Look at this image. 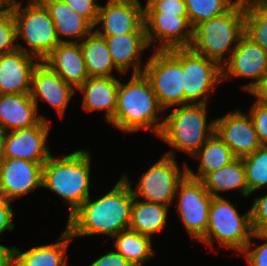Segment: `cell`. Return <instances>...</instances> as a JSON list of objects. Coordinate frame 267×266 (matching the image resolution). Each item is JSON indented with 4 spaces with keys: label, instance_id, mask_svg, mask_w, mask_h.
Returning a JSON list of instances; mask_svg holds the SVG:
<instances>
[{
    "label": "cell",
    "instance_id": "1",
    "mask_svg": "<svg viewBox=\"0 0 267 266\" xmlns=\"http://www.w3.org/2000/svg\"><path fill=\"white\" fill-rule=\"evenodd\" d=\"M131 182L123 174L104 196L91 200L90 196L70 215L66 229L72 238L103 234L111 238L129 229L134 194Z\"/></svg>",
    "mask_w": 267,
    "mask_h": 266
},
{
    "label": "cell",
    "instance_id": "2",
    "mask_svg": "<svg viewBox=\"0 0 267 266\" xmlns=\"http://www.w3.org/2000/svg\"><path fill=\"white\" fill-rule=\"evenodd\" d=\"M162 111L149 79L144 73L132 74L126 84L119 81L117 108L109 123L125 133L148 129L158 137L164 122L158 115Z\"/></svg>",
    "mask_w": 267,
    "mask_h": 266
},
{
    "label": "cell",
    "instance_id": "3",
    "mask_svg": "<svg viewBox=\"0 0 267 266\" xmlns=\"http://www.w3.org/2000/svg\"><path fill=\"white\" fill-rule=\"evenodd\" d=\"M75 150L63 157L53 155L43 164L42 188L55 192L69 204V216L90 196L91 156Z\"/></svg>",
    "mask_w": 267,
    "mask_h": 266
},
{
    "label": "cell",
    "instance_id": "4",
    "mask_svg": "<svg viewBox=\"0 0 267 266\" xmlns=\"http://www.w3.org/2000/svg\"><path fill=\"white\" fill-rule=\"evenodd\" d=\"M244 32L245 0H237L224 14L200 22L193 28L190 48L222 67L228 58L225 54L231 56Z\"/></svg>",
    "mask_w": 267,
    "mask_h": 266
},
{
    "label": "cell",
    "instance_id": "5",
    "mask_svg": "<svg viewBox=\"0 0 267 266\" xmlns=\"http://www.w3.org/2000/svg\"><path fill=\"white\" fill-rule=\"evenodd\" d=\"M163 118L159 138L172 148L194 155L215 132V119L207 123V104H186Z\"/></svg>",
    "mask_w": 267,
    "mask_h": 266
},
{
    "label": "cell",
    "instance_id": "6",
    "mask_svg": "<svg viewBox=\"0 0 267 266\" xmlns=\"http://www.w3.org/2000/svg\"><path fill=\"white\" fill-rule=\"evenodd\" d=\"M253 227L250 209L243 215L234 205L223 197H213L208 214L205 236L199 241L213 246L216 239L221 247L234 249V253L243 252L252 239Z\"/></svg>",
    "mask_w": 267,
    "mask_h": 266
},
{
    "label": "cell",
    "instance_id": "7",
    "mask_svg": "<svg viewBox=\"0 0 267 266\" xmlns=\"http://www.w3.org/2000/svg\"><path fill=\"white\" fill-rule=\"evenodd\" d=\"M9 7L16 23L17 40L22 39L28 46L26 48L18 43V49L43 61L60 43L47 9L29 2L23 7L21 2L16 1Z\"/></svg>",
    "mask_w": 267,
    "mask_h": 266
},
{
    "label": "cell",
    "instance_id": "8",
    "mask_svg": "<svg viewBox=\"0 0 267 266\" xmlns=\"http://www.w3.org/2000/svg\"><path fill=\"white\" fill-rule=\"evenodd\" d=\"M143 68V73L149 79L164 112L170 107L185 105L181 48L155 49Z\"/></svg>",
    "mask_w": 267,
    "mask_h": 266
},
{
    "label": "cell",
    "instance_id": "9",
    "mask_svg": "<svg viewBox=\"0 0 267 266\" xmlns=\"http://www.w3.org/2000/svg\"><path fill=\"white\" fill-rule=\"evenodd\" d=\"M181 170L174 151L166 152L143 173L133 191L134 197L170 206L179 183L187 175V165Z\"/></svg>",
    "mask_w": 267,
    "mask_h": 266
},
{
    "label": "cell",
    "instance_id": "10",
    "mask_svg": "<svg viewBox=\"0 0 267 266\" xmlns=\"http://www.w3.org/2000/svg\"><path fill=\"white\" fill-rule=\"evenodd\" d=\"M175 197L178 198L175 207L185 230L196 242H199L206 233L213 196L200 180L186 175L179 183Z\"/></svg>",
    "mask_w": 267,
    "mask_h": 266
},
{
    "label": "cell",
    "instance_id": "11",
    "mask_svg": "<svg viewBox=\"0 0 267 266\" xmlns=\"http://www.w3.org/2000/svg\"><path fill=\"white\" fill-rule=\"evenodd\" d=\"M181 64L184 73L185 105L207 104L210 91L216 88L218 82H222L221 66L191 48H181Z\"/></svg>",
    "mask_w": 267,
    "mask_h": 266
},
{
    "label": "cell",
    "instance_id": "12",
    "mask_svg": "<svg viewBox=\"0 0 267 266\" xmlns=\"http://www.w3.org/2000/svg\"><path fill=\"white\" fill-rule=\"evenodd\" d=\"M221 69L222 80L229 77L253 80L243 85V89L251 93L267 73V52L244 34Z\"/></svg>",
    "mask_w": 267,
    "mask_h": 266
},
{
    "label": "cell",
    "instance_id": "13",
    "mask_svg": "<svg viewBox=\"0 0 267 266\" xmlns=\"http://www.w3.org/2000/svg\"><path fill=\"white\" fill-rule=\"evenodd\" d=\"M99 24L102 30L95 28ZM94 28L101 36L146 33L144 7L140 0H108L105 6H99Z\"/></svg>",
    "mask_w": 267,
    "mask_h": 266
},
{
    "label": "cell",
    "instance_id": "14",
    "mask_svg": "<svg viewBox=\"0 0 267 266\" xmlns=\"http://www.w3.org/2000/svg\"><path fill=\"white\" fill-rule=\"evenodd\" d=\"M144 26L149 46L158 40L156 50L190 48L193 40V28L188 16L165 13H144Z\"/></svg>",
    "mask_w": 267,
    "mask_h": 266
},
{
    "label": "cell",
    "instance_id": "15",
    "mask_svg": "<svg viewBox=\"0 0 267 266\" xmlns=\"http://www.w3.org/2000/svg\"><path fill=\"white\" fill-rule=\"evenodd\" d=\"M43 164L3 158L0 162V196L12 201L42 187Z\"/></svg>",
    "mask_w": 267,
    "mask_h": 266
},
{
    "label": "cell",
    "instance_id": "16",
    "mask_svg": "<svg viewBox=\"0 0 267 266\" xmlns=\"http://www.w3.org/2000/svg\"><path fill=\"white\" fill-rule=\"evenodd\" d=\"M49 124V121L40 120L31 127L8 132L4 158H21L45 163L52 155L47 147Z\"/></svg>",
    "mask_w": 267,
    "mask_h": 266
},
{
    "label": "cell",
    "instance_id": "17",
    "mask_svg": "<svg viewBox=\"0 0 267 266\" xmlns=\"http://www.w3.org/2000/svg\"><path fill=\"white\" fill-rule=\"evenodd\" d=\"M215 133L228 145L236 158H244L262 146L252 118L238 109L215 119Z\"/></svg>",
    "mask_w": 267,
    "mask_h": 266
},
{
    "label": "cell",
    "instance_id": "18",
    "mask_svg": "<svg viewBox=\"0 0 267 266\" xmlns=\"http://www.w3.org/2000/svg\"><path fill=\"white\" fill-rule=\"evenodd\" d=\"M76 91L43 61H40L35 67L32 74L30 96L36 103L37 111L40 99L52 105L60 118H63L68 103Z\"/></svg>",
    "mask_w": 267,
    "mask_h": 266
},
{
    "label": "cell",
    "instance_id": "19",
    "mask_svg": "<svg viewBox=\"0 0 267 266\" xmlns=\"http://www.w3.org/2000/svg\"><path fill=\"white\" fill-rule=\"evenodd\" d=\"M39 62L38 58L19 49L2 54L0 94L30 93L32 74Z\"/></svg>",
    "mask_w": 267,
    "mask_h": 266
},
{
    "label": "cell",
    "instance_id": "20",
    "mask_svg": "<svg viewBox=\"0 0 267 266\" xmlns=\"http://www.w3.org/2000/svg\"><path fill=\"white\" fill-rule=\"evenodd\" d=\"M76 90L89 78L80 43H59L43 60Z\"/></svg>",
    "mask_w": 267,
    "mask_h": 266
},
{
    "label": "cell",
    "instance_id": "21",
    "mask_svg": "<svg viewBox=\"0 0 267 266\" xmlns=\"http://www.w3.org/2000/svg\"><path fill=\"white\" fill-rule=\"evenodd\" d=\"M115 67L127 74L133 65L132 74L143 73L141 53L150 48L146 33H128L115 36H103Z\"/></svg>",
    "mask_w": 267,
    "mask_h": 266
},
{
    "label": "cell",
    "instance_id": "22",
    "mask_svg": "<svg viewBox=\"0 0 267 266\" xmlns=\"http://www.w3.org/2000/svg\"><path fill=\"white\" fill-rule=\"evenodd\" d=\"M38 114L30 93L0 94V126L4 130L10 132L31 127L40 120L49 121Z\"/></svg>",
    "mask_w": 267,
    "mask_h": 266
},
{
    "label": "cell",
    "instance_id": "23",
    "mask_svg": "<svg viewBox=\"0 0 267 266\" xmlns=\"http://www.w3.org/2000/svg\"><path fill=\"white\" fill-rule=\"evenodd\" d=\"M119 79L113 77H89L77 90L83 93V108L87 112L105 111L110 122L117 108Z\"/></svg>",
    "mask_w": 267,
    "mask_h": 266
},
{
    "label": "cell",
    "instance_id": "24",
    "mask_svg": "<svg viewBox=\"0 0 267 266\" xmlns=\"http://www.w3.org/2000/svg\"><path fill=\"white\" fill-rule=\"evenodd\" d=\"M55 25L56 35L60 43H78L94 30V26L83 16L78 15L62 0L45 5ZM64 37L74 38L66 40ZM75 38L81 40H75Z\"/></svg>",
    "mask_w": 267,
    "mask_h": 266
},
{
    "label": "cell",
    "instance_id": "25",
    "mask_svg": "<svg viewBox=\"0 0 267 266\" xmlns=\"http://www.w3.org/2000/svg\"><path fill=\"white\" fill-rule=\"evenodd\" d=\"M71 240L73 238L65 228L54 243L36 245L25 252L15 247L14 266H69L66 252Z\"/></svg>",
    "mask_w": 267,
    "mask_h": 266
},
{
    "label": "cell",
    "instance_id": "26",
    "mask_svg": "<svg viewBox=\"0 0 267 266\" xmlns=\"http://www.w3.org/2000/svg\"><path fill=\"white\" fill-rule=\"evenodd\" d=\"M205 189L213 196L220 197L218 192L237 189L243 197H249L246 183L245 167L242 158H236L231 163L218 170L208 173L202 180Z\"/></svg>",
    "mask_w": 267,
    "mask_h": 266
},
{
    "label": "cell",
    "instance_id": "27",
    "mask_svg": "<svg viewBox=\"0 0 267 266\" xmlns=\"http://www.w3.org/2000/svg\"><path fill=\"white\" fill-rule=\"evenodd\" d=\"M168 206L134 197L129 229L152 238L167 225Z\"/></svg>",
    "mask_w": 267,
    "mask_h": 266
},
{
    "label": "cell",
    "instance_id": "28",
    "mask_svg": "<svg viewBox=\"0 0 267 266\" xmlns=\"http://www.w3.org/2000/svg\"><path fill=\"white\" fill-rule=\"evenodd\" d=\"M79 43L89 77H113L115 69L122 74L115 67L103 36L93 30Z\"/></svg>",
    "mask_w": 267,
    "mask_h": 266
},
{
    "label": "cell",
    "instance_id": "29",
    "mask_svg": "<svg viewBox=\"0 0 267 266\" xmlns=\"http://www.w3.org/2000/svg\"><path fill=\"white\" fill-rule=\"evenodd\" d=\"M200 159L197 174L187 167V175L202 180L208 173L214 172L236 159L228 145L214 132L193 157Z\"/></svg>",
    "mask_w": 267,
    "mask_h": 266
},
{
    "label": "cell",
    "instance_id": "30",
    "mask_svg": "<svg viewBox=\"0 0 267 266\" xmlns=\"http://www.w3.org/2000/svg\"><path fill=\"white\" fill-rule=\"evenodd\" d=\"M112 239L116 251L133 266H143L155 257L156 251L152 248V238L149 236L127 229L120 231Z\"/></svg>",
    "mask_w": 267,
    "mask_h": 266
},
{
    "label": "cell",
    "instance_id": "31",
    "mask_svg": "<svg viewBox=\"0 0 267 266\" xmlns=\"http://www.w3.org/2000/svg\"><path fill=\"white\" fill-rule=\"evenodd\" d=\"M244 34L267 52V0H245Z\"/></svg>",
    "mask_w": 267,
    "mask_h": 266
},
{
    "label": "cell",
    "instance_id": "32",
    "mask_svg": "<svg viewBox=\"0 0 267 266\" xmlns=\"http://www.w3.org/2000/svg\"><path fill=\"white\" fill-rule=\"evenodd\" d=\"M237 0H185L189 23L192 28L200 22L227 12Z\"/></svg>",
    "mask_w": 267,
    "mask_h": 266
},
{
    "label": "cell",
    "instance_id": "33",
    "mask_svg": "<svg viewBox=\"0 0 267 266\" xmlns=\"http://www.w3.org/2000/svg\"><path fill=\"white\" fill-rule=\"evenodd\" d=\"M242 160L248 192L252 195L256 190L267 185V146H261Z\"/></svg>",
    "mask_w": 267,
    "mask_h": 266
},
{
    "label": "cell",
    "instance_id": "34",
    "mask_svg": "<svg viewBox=\"0 0 267 266\" xmlns=\"http://www.w3.org/2000/svg\"><path fill=\"white\" fill-rule=\"evenodd\" d=\"M16 23L9 6L0 8V56L18 49ZM16 42V43H15Z\"/></svg>",
    "mask_w": 267,
    "mask_h": 266
},
{
    "label": "cell",
    "instance_id": "35",
    "mask_svg": "<svg viewBox=\"0 0 267 266\" xmlns=\"http://www.w3.org/2000/svg\"><path fill=\"white\" fill-rule=\"evenodd\" d=\"M144 13L188 16L185 0H147Z\"/></svg>",
    "mask_w": 267,
    "mask_h": 266
},
{
    "label": "cell",
    "instance_id": "36",
    "mask_svg": "<svg viewBox=\"0 0 267 266\" xmlns=\"http://www.w3.org/2000/svg\"><path fill=\"white\" fill-rule=\"evenodd\" d=\"M249 115L253 120L259 143L267 146V104L256 99Z\"/></svg>",
    "mask_w": 267,
    "mask_h": 266
},
{
    "label": "cell",
    "instance_id": "37",
    "mask_svg": "<svg viewBox=\"0 0 267 266\" xmlns=\"http://www.w3.org/2000/svg\"><path fill=\"white\" fill-rule=\"evenodd\" d=\"M78 15L85 17L93 26L97 21L99 4L96 0H62Z\"/></svg>",
    "mask_w": 267,
    "mask_h": 266
},
{
    "label": "cell",
    "instance_id": "38",
    "mask_svg": "<svg viewBox=\"0 0 267 266\" xmlns=\"http://www.w3.org/2000/svg\"><path fill=\"white\" fill-rule=\"evenodd\" d=\"M252 239L246 245L243 256L247 259L250 266H267V240L263 244H256L255 248L252 247Z\"/></svg>",
    "mask_w": 267,
    "mask_h": 266
},
{
    "label": "cell",
    "instance_id": "39",
    "mask_svg": "<svg viewBox=\"0 0 267 266\" xmlns=\"http://www.w3.org/2000/svg\"><path fill=\"white\" fill-rule=\"evenodd\" d=\"M250 213L253 231L255 232L264 222H267V194L255 198Z\"/></svg>",
    "mask_w": 267,
    "mask_h": 266
},
{
    "label": "cell",
    "instance_id": "40",
    "mask_svg": "<svg viewBox=\"0 0 267 266\" xmlns=\"http://www.w3.org/2000/svg\"><path fill=\"white\" fill-rule=\"evenodd\" d=\"M14 215L11 201L0 196V234L14 229Z\"/></svg>",
    "mask_w": 267,
    "mask_h": 266
},
{
    "label": "cell",
    "instance_id": "41",
    "mask_svg": "<svg viewBox=\"0 0 267 266\" xmlns=\"http://www.w3.org/2000/svg\"><path fill=\"white\" fill-rule=\"evenodd\" d=\"M89 266H133L128 260H126L120 253L115 251H109L105 255L98 257Z\"/></svg>",
    "mask_w": 267,
    "mask_h": 266
},
{
    "label": "cell",
    "instance_id": "42",
    "mask_svg": "<svg viewBox=\"0 0 267 266\" xmlns=\"http://www.w3.org/2000/svg\"><path fill=\"white\" fill-rule=\"evenodd\" d=\"M15 247H6L0 244V266H14Z\"/></svg>",
    "mask_w": 267,
    "mask_h": 266
},
{
    "label": "cell",
    "instance_id": "43",
    "mask_svg": "<svg viewBox=\"0 0 267 266\" xmlns=\"http://www.w3.org/2000/svg\"><path fill=\"white\" fill-rule=\"evenodd\" d=\"M250 94L254 95L260 102L267 104V73L260 84Z\"/></svg>",
    "mask_w": 267,
    "mask_h": 266
},
{
    "label": "cell",
    "instance_id": "44",
    "mask_svg": "<svg viewBox=\"0 0 267 266\" xmlns=\"http://www.w3.org/2000/svg\"><path fill=\"white\" fill-rule=\"evenodd\" d=\"M7 133L8 131L4 130L0 126V162L4 158V154H5V144H6Z\"/></svg>",
    "mask_w": 267,
    "mask_h": 266
},
{
    "label": "cell",
    "instance_id": "45",
    "mask_svg": "<svg viewBox=\"0 0 267 266\" xmlns=\"http://www.w3.org/2000/svg\"><path fill=\"white\" fill-rule=\"evenodd\" d=\"M254 238L267 240V222H264L252 235Z\"/></svg>",
    "mask_w": 267,
    "mask_h": 266
},
{
    "label": "cell",
    "instance_id": "46",
    "mask_svg": "<svg viewBox=\"0 0 267 266\" xmlns=\"http://www.w3.org/2000/svg\"><path fill=\"white\" fill-rule=\"evenodd\" d=\"M57 0H29L28 2L34 5L45 6L46 4Z\"/></svg>",
    "mask_w": 267,
    "mask_h": 266
},
{
    "label": "cell",
    "instance_id": "47",
    "mask_svg": "<svg viewBox=\"0 0 267 266\" xmlns=\"http://www.w3.org/2000/svg\"><path fill=\"white\" fill-rule=\"evenodd\" d=\"M17 0H0V5L1 6H10Z\"/></svg>",
    "mask_w": 267,
    "mask_h": 266
}]
</instances>
